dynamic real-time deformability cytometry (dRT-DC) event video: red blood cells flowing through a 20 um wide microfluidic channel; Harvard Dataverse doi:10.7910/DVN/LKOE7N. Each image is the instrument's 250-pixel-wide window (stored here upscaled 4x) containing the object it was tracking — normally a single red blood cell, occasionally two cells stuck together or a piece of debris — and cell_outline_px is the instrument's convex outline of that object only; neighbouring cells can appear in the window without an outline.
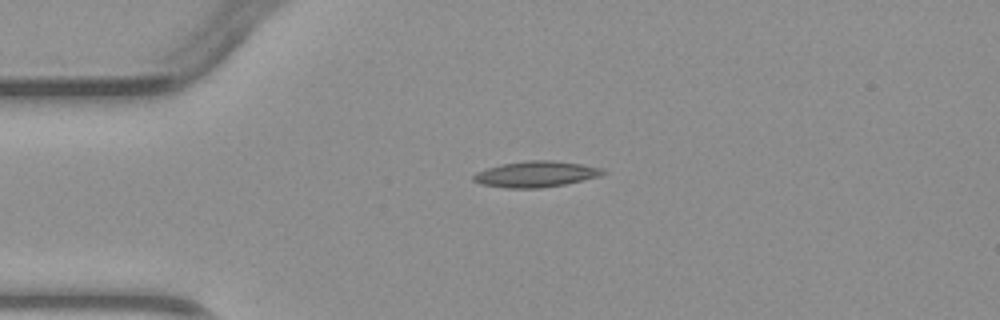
{"species": "common noctule bat (a hibernating species)", "species_latin": "Nyctalus noctula", "temperature_condition": "warm", "stored_images_in_passage": 5, "camera_frame_rate_fps": 3000, "um_per_image_px": 0.085, "animal": {"sex": "male", "body_mass_g": 23.1, "forearm_length_mm": 52.7}, "frame": {"image": 1, "passage_image": 3, "time_ms": 3.333, "image_size_px": [1000, 320], "cell_outline_px": [[608, 172], [600, 176], [584, 180], [564, 184], [540, 188], [504, 188], [480, 184], [472, 180], [472, 176], [476, 172], [488, 168], [504, 164], [528, 160], [552, 160], [580, 164], [600, 168]], "centroid_in_image_um": [45.53, 14.81], "position_along_channel_um": 39.5, "area_um2": 19.48}}
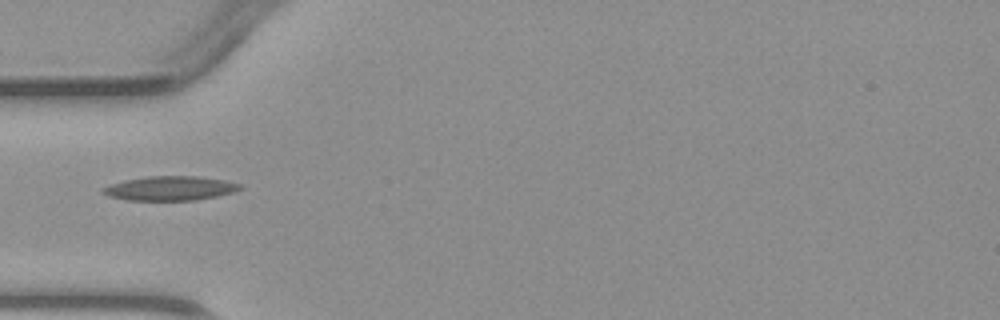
{"frame": {"image": 2, "passage_image": 4, "time_ms": 4.667, "image_size_px": [1000, 320], "cell_outline_px": [[244, 188], [232, 192], [216, 196], [196, 200], [128, 200], [108, 196], [100, 192], [100, 188], [124, 180], [148, 176], [196, 176], [224, 180], [240, 184]], "centroid_in_image_um": [14.42, 16.0], "position_along_channel_um": 70.6, "area_um2": 19.36}}
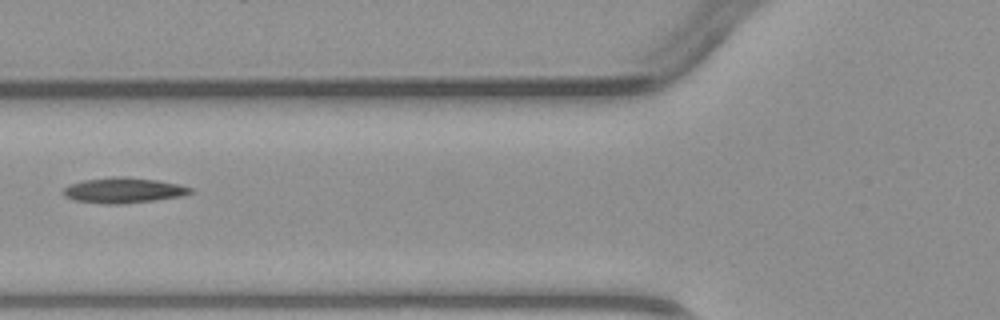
{"frame": {"image": 3, "passage_image": 5, "time_ms": 5.667, "image_size_px": [1000, 320], "cell_outline_px": [[192, 192], [184, 196], [156, 200], [124, 204], [108, 204], [72, 200], [64, 196], [60, 192], [64, 188], [72, 184], [84, 180], [112, 176], [124, 176], [156, 180], [176, 184], [192, 188]], "centroid_in_image_um": [10.47, 16.18], "position_along_channel_um": 115.3, "area_um2": 18.9}}